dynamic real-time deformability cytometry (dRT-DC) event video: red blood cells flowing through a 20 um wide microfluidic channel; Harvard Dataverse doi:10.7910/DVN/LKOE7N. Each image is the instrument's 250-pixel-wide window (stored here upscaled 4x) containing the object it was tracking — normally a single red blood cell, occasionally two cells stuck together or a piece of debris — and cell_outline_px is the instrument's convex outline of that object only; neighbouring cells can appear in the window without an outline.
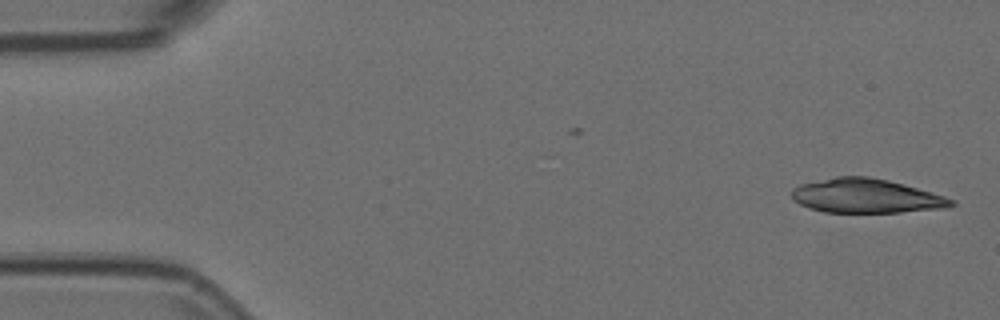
{"species": "Egyptian fruit bat (a non-hibernating species)", "species_latin": "Rousettus aegyptiacus", "temperature_condition": "room temperature", "stored_images_in_passage": 3, "camera_frame_rate_fps": 3000, "um_per_image_px": 0.085, "animal": {"sex": "female"}, "frame": {"image": 1, "passage_image": 3, "time_ms": 0.667, "image_size_px": [1000, 320], "cell_outline_px": [[956, 204], [948, 208], [900, 212], [824, 212], [808, 208], [792, 200], [792, 188], [800, 184], [836, 176], [868, 176], [888, 180], [944, 196], [956, 200]], "centroid_in_image_um": [73.61, 16.66], "position_along_channel_um": 11.4, "area_um2": 31.79}}